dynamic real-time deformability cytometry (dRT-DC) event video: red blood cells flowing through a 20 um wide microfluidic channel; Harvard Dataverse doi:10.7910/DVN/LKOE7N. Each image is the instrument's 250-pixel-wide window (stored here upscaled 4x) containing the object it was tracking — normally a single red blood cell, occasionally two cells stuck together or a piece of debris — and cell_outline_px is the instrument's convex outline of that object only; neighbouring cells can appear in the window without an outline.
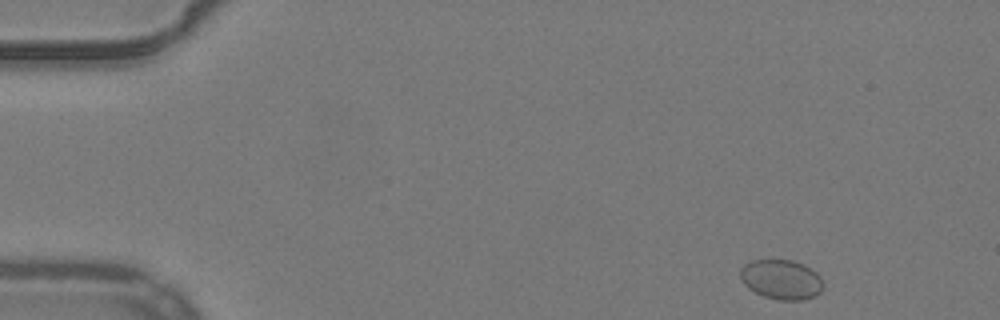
{"species": "common noctule bat (a hibernating species)", "species_latin": "Nyctalus noctula", "temperature_condition": "warm", "stored_images_in_passage": 6, "camera_frame_rate_fps": 3000, "um_per_image_px": 0.085, "animal": {"sex": "male", "body_mass_g": 19.2, "forearm_length_mm": 51.8}, "frame": {"image": 1, "passage_image": 2, "time_ms": 0.333, "image_size_px": [1000, 320], "cell_outline_px": [[820, 292], [816, 296], [804, 300], [780, 300], [764, 296], [748, 288], [740, 280], [740, 268], [744, 264], [752, 260], [792, 260], [804, 264], [816, 272], [820, 276]], "centroid_in_image_um": [66.38, 23.75], "position_along_channel_um": 18.6, "area_um2": 19.13}}